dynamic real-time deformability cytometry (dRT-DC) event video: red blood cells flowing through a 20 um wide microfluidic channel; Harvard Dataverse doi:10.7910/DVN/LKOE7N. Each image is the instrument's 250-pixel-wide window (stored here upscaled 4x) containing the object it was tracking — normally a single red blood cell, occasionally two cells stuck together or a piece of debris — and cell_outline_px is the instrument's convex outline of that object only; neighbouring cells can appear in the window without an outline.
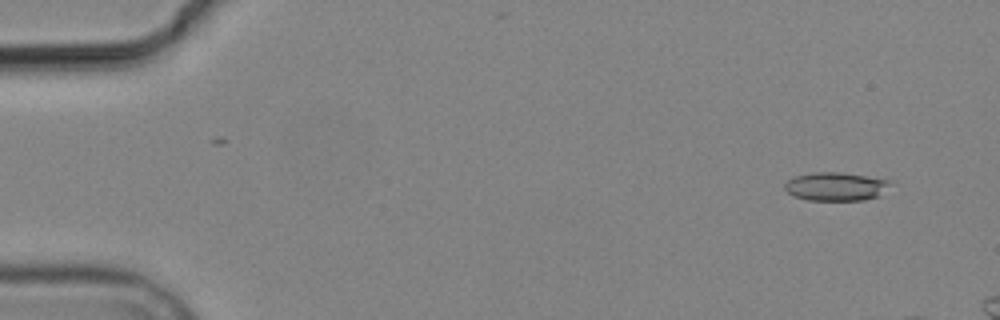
{"species": "common noctule bat (a hibernating species)", "species_latin": "Nyctalus noctula", "temperature_condition": "cold", "stored_images_in_passage": 5, "camera_frame_rate_fps": 3000, "um_per_image_px": 0.085, "animal": {"sex": "male", "body_mass_g": 19.2, "forearm_length_mm": 51.8}, "frame": {"image": 1, "passage_image": 2, "time_ms": 1.0, "image_size_px": [1000, 320], "cell_outline_px": [[888, 184], [880, 196], [864, 200], [808, 200], [792, 196], [784, 188], [784, 184], [792, 176], [812, 172], [840, 172], [888, 180]], "centroid_in_image_um": [70.95, 15.85], "position_along_channel_um": 14.0, "area_um2": 17.4}}